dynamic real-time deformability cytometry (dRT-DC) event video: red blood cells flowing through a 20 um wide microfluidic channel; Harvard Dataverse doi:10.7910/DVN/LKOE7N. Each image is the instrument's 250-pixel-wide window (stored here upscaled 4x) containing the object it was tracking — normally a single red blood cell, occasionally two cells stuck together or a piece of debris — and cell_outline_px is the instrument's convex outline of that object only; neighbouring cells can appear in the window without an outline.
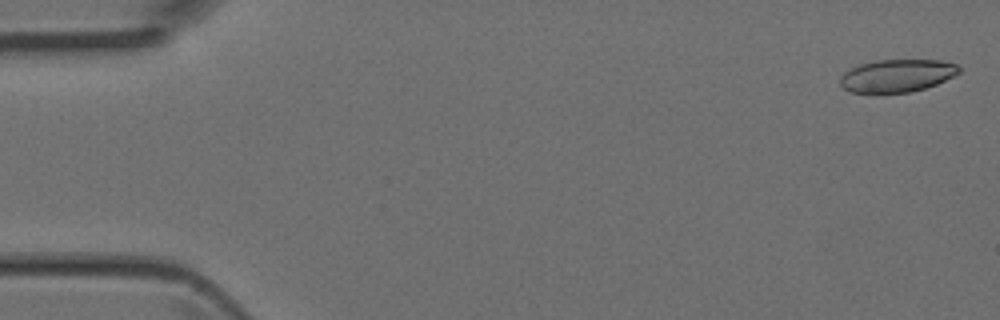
{"species": "Egyptian fruit bat (a non-hibernating species)", "species_latin": "Rousettus aegyptiacus", "temperature_condition": "room temperature", "stored_images_in_passage": 3, "camera_frame_rate_fps": 3000, "um_per_image_px": 0.085, "animal": {"sex": "female"}, "frame": {"image": 1, "passage_image": 1, "time_ms": 0.0, "image_size_px": [1000, 320], "cell_outline_px": [[960, 72], [936, 84], [912, 92], [852, 92], [844, 88], [840, 84], [840, 76], [844, 72], [860, 64], [876, 60], [940, 60], [956, 64], [960, 68]], "centroid_in_image_um": [76.24, 6.42], "position_along_channel_um": 8.8, "area_um2": 22.37}}